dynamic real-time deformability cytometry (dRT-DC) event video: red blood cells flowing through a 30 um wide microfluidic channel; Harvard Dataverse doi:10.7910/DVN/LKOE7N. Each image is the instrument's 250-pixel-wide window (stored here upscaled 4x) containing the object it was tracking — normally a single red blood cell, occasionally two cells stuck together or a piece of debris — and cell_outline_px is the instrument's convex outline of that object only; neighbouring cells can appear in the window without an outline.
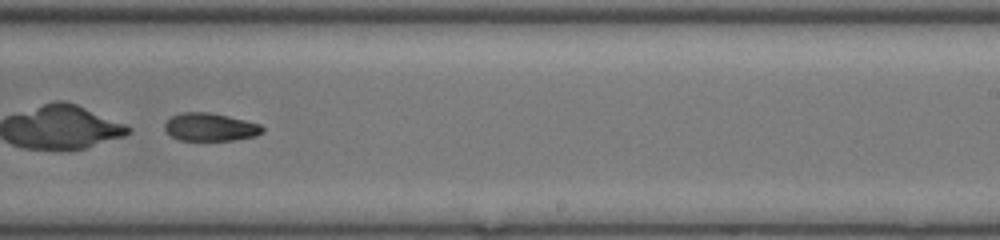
{"species": "common noctule bat (a hibernating species)", "species_latin": "Nyctalus noctula", "temperature_condition": "room temperature", "stored_images_in_passage": 48, "camera_frame_rate_fps": 3000, "um_per_image_px": 0.085, "animal": {"sex": "female", "body_mass_g": 17.0, "forearm_length_mm": 48.0}, "frame": {"image": 1, "passage_image": 30, "time_ms": 9.667, "image_size_px": [1000, 240], "cell_outline_px": [[264, 132], [256, 136], [236, 140], [180, 140], [172, 136], [164, 128], [164, 124], [172, 116], [180, 112], [208, 112], [228, 116], [260, 124], [264, 128]], "centroid_in_image_um": [17.89, 10.8], "position_along_channel_um": 271.1, "area_um2": 15.9}}
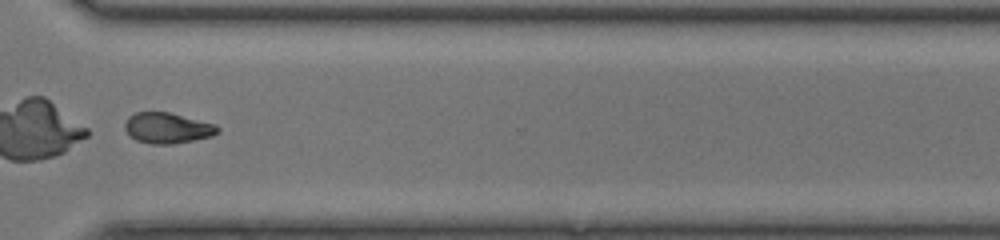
{"frame": {"image": 2, "passage_image": 36, "time_ms": 11.667, "image_size_px": [1000, 240], "cell_outline_px": [[220, 132], [212, 136], [172, 144], [152, 144], [136, 140], [128, 136], [124, 128], [124, 124], [128, 116], [136, 112], [168, 112], [216, 124], [220, 128]], "centroid_in_image_um": [14.21, 10.88], "position_along_channel_um": 356.4, "area_um2": 16.7}}